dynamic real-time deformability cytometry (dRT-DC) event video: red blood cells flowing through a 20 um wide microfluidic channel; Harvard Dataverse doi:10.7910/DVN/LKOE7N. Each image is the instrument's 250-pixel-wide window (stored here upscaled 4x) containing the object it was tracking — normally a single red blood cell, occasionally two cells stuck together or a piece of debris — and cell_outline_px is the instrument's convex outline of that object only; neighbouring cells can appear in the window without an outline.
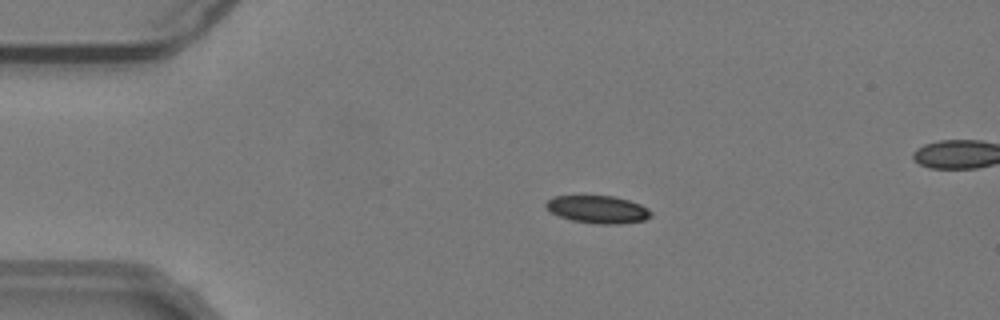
{"species": "common noctule bat (a hibernating species)", "species_latin": "Nyctalus noctula", "temperature_condition": "warm", "stored_images_in_passage": 47, "segment_of_instrument_passage": [1, 2], "camera_frame_rate_fps": 3000, "um_per_image_px": 0.085, "animal": {"sex": "male", "body_mass_g": 19.2, "forearm_length_mm": 51.8}, "frame": {"image": 1, "passage_image": 3, "time_ms": 0.667, "image_size_px": [1000, 320], "cell_outline_px": [[652, 216], [644, 220], [620, 224], [600, 224], [572, 220], [560, 216], [552, 212], [544, 204], [552, 196], [616, 196], [640, 204], [648, 208], [652, 212]], "centroid_in_image_um": [50.85, 17.79], "position_along_channel_um": 34.1, "area_um2": 16.82}}
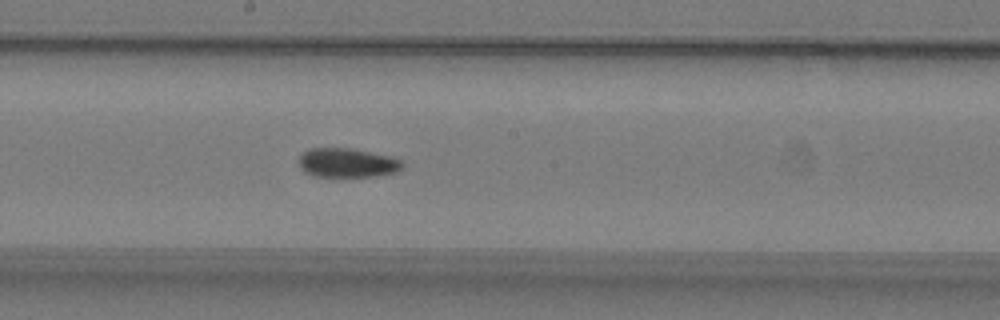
{"frame": {"image": 2, "passage_image": 21, "time_ms": 6.667, "image_size_px": [1000, 320], "cell_outline_px": [[404, 168], [396, 172], [376, 176], [316, 176], [304, 172], [300, 168], [300, 156], [308, 148], [352, 148], [388, 156], [400, 160], [404, 164]], "centroid_in_image_um": [29.52, 13.84], "position_along_channel_um": 218.7, "area_um2": 17.51}}
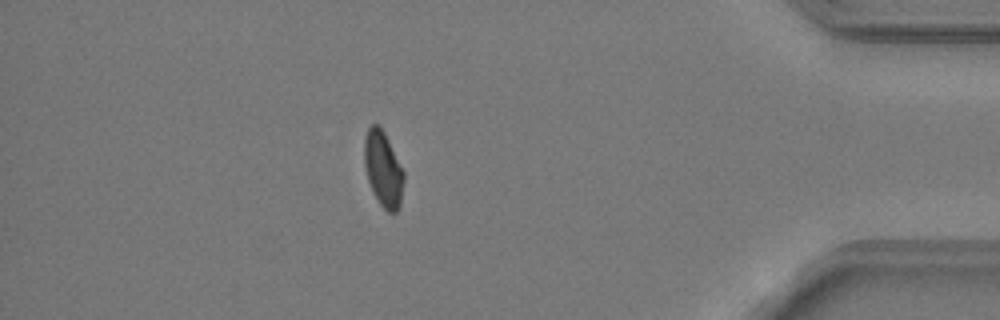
{"frame": {"image": 3, "passage_image": 39, "time_ms": 12.667, "image_size_px": [1000, 320], "cell_outline_px": [[404, 180], [400, 204], [396, 212], [388, 212], [380, 204], [372, 192], [368, 180], [364, 164], [364, 136], [368, 128], [372, 124], [380, 124], [404, 172]], "centroid_in_image_um": [32.55, 14.35], "position_along_channel_um": 402.6, "area_um2": 17.34}}